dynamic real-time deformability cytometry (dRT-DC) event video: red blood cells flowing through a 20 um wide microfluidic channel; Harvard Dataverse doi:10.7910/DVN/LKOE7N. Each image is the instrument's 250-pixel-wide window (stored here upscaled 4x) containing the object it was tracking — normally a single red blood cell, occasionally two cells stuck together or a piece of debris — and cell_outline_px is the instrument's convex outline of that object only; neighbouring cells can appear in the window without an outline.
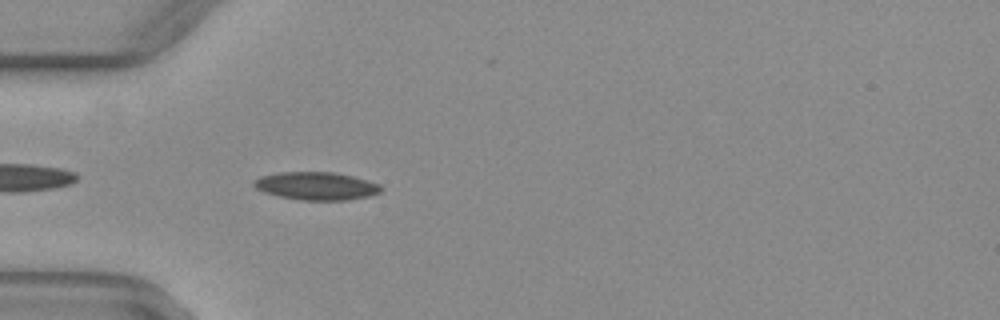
{"species": "common noctule bat (a hibernating species)", "species_latin": "Nyctalus noctula", "temperature_condition": "warm", "stored_images_in_passage": 5, "camera_frame_rate_fps": 3000, "um_per_image_px": 0.085, "animal": {"sex": "female", "body_mass_g": 29.2, "forearm_length_mm": 56.3}, "frame": {"image": 1, "passage_image": 2, "time_ms": 0.333, "image_size_px": [1000, 320], "cell_outline_px": [[384, 188], [380, 192], [368, 196], [348, 200], [300, 200], [280, 196], [264, 192], [256, 188], [252, 184], [252, 180], [260, 176], [280, 172], [332, 172], [352, 176], [368, 180], [380, 184]], "centroid_in_image_um": [26.89, 15.8], "position_along_channel_um": 58.1, "area_um2": 20.75}}